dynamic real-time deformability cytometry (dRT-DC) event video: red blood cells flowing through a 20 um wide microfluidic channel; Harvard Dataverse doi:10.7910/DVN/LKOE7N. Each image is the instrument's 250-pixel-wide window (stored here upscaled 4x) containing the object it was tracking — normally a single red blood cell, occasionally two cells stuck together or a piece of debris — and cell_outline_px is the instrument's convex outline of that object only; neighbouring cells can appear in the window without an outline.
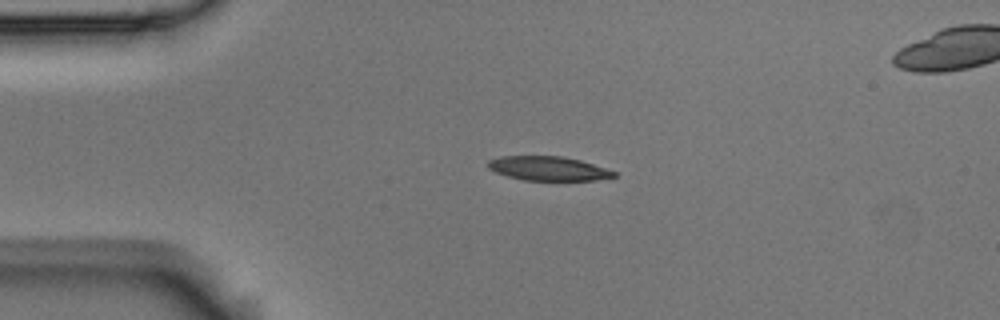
{"species": "Egyptian fruit bat (a non-hibernating species)", "species_latin": "Rousettus aegyptiacus", "temperature_condition": "room temperature", "stored_images_in_passage": 3, "camera_frame_rate_fps": 3000, "um_per_image_px": 0.085, "animal": {"sex": "male"}, "frame": {"image": 1, "passage_image": 1, "time_ms": 0.0, "image_size_px": [1000, 320], "cell_outline_px": [[616, 176], [596, 180], [524, 180], [508, 176], [496, 172], [488, 168], [488, 160], [500, 156], [560, 156], [580, 160], [616, 172]], "centroid_in_image_um": [46.57, 14.32], "position_along_channel_um": 38.4, "area_um2": 17.51}}